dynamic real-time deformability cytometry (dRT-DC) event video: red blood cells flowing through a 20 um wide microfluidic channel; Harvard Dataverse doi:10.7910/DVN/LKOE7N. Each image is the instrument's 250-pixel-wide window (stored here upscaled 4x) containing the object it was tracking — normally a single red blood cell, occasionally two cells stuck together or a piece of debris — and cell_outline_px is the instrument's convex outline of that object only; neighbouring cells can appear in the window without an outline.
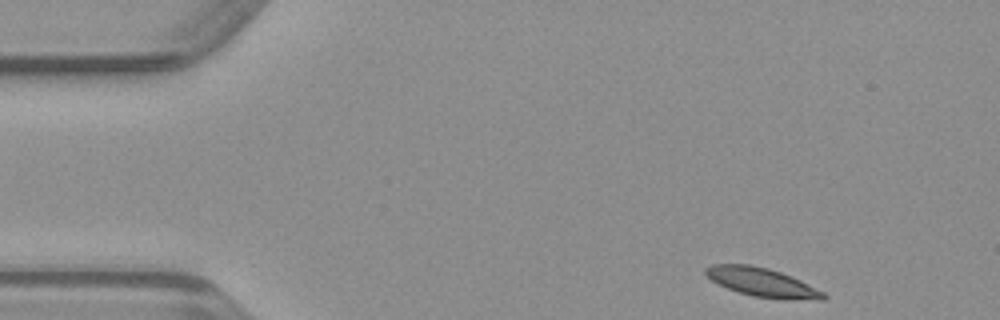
{"species": "common noctule bat (a hibernating species)", "species_latin": "Nyctalus noctula", "temperature_condition": "warm", "stored_images_in_passage": 45, "camera_frame_rate_fps": 3000, "um_per_image_px": 0.085, "animal": {"sex": "male", "body_mass_g": 23.1, "forearm_length_mm": 52.7}, "frame": {"image": 1, "passage_image": 1, "time_ms": 0.0, "image_size_px": [1000, 320], "cell_outline_px": [[828, 296], [824, 300], [788, 300], [752, 296], [728, 288], [712, 280], [704, 272], [704, 268], [712, 264], [752, 264], [768, 268], [780, 272], [800, 280], [824, 292]], "centroid_in_image_um": [64.81, 24.0], "position_along_channel_um": 20.2, "area_um2": 19.77}}
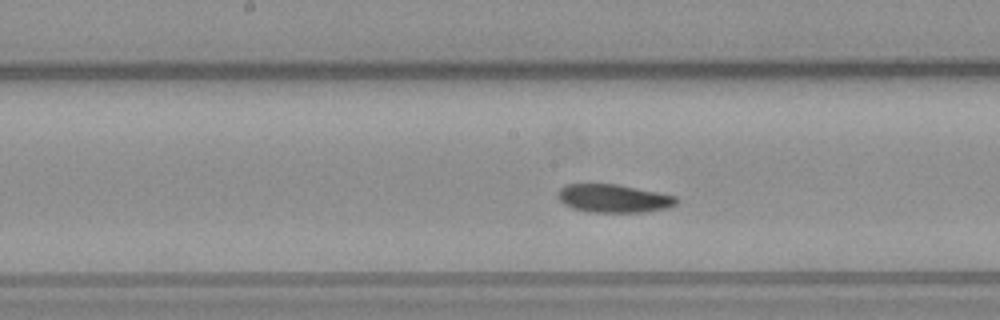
{"frame": {"image": 2, "passage_image": 20, "time_ms": 6.333, "image_size_px": [1000, 320], "cell_outline_px": [[680, 200], [676, 204], [668, 208], [644, 212], [588, 212], [572, 208], [564, 204], [556, 196], [556, 192], [564, 184], [616, 184], [676, 196]], "centroid_in_image_um": [52.13, 16.87], "position_along_channel_um": 196.1, "area_um2": 19.59}}
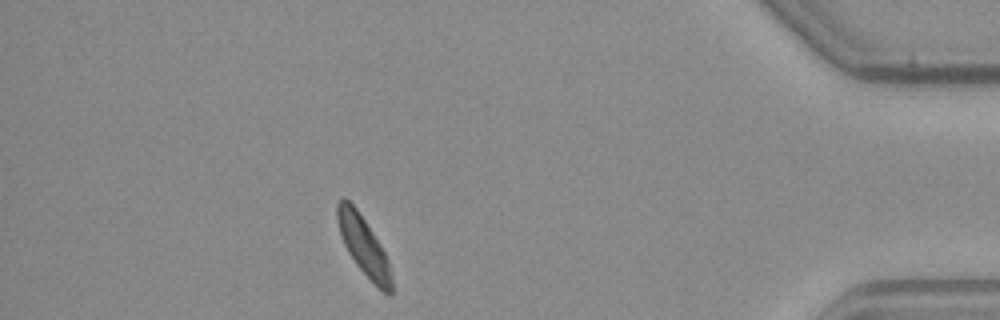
{"frame": {"image": 3, "passage_image": 39, "time_ms": 12.667, "image_size_px": [1000, 320], "cell_outline_px": [[392, 296], [388, 296], [356, 264], [348, 252], [340, 236], [336, 220], [336, 204], [340, 196], [344, 196], [356, 208], [380, 244], [388, 260], [392, 280]], "centroid_in_image_um": [30.87, 20.84], "position_along_channel_um": 404.3, "area_um2": 18.38}}